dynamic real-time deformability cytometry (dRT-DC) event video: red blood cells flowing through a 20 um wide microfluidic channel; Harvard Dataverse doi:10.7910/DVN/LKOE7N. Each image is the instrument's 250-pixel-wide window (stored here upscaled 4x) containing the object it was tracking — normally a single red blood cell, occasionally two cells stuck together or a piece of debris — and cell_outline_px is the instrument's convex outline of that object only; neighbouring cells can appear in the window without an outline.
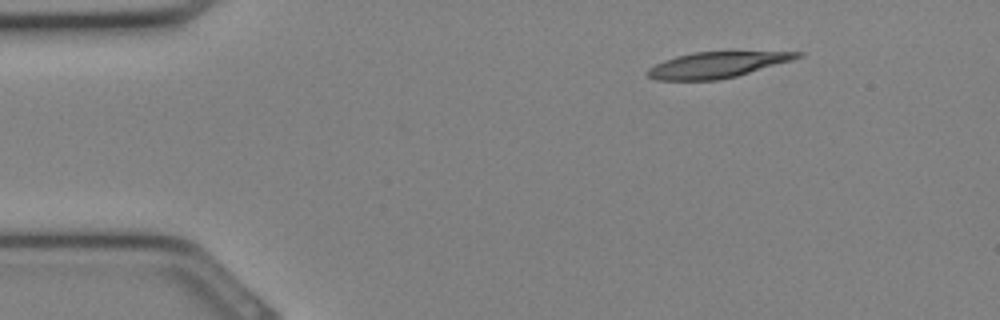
{"species": "Egyptian fruit bat (a non-hibernating species)", "species_latin": "Rousettus aegyptiacus", "temperature_condition": "cold", "stored_images_in_passage": 28, "camera_frame_rate_fps": 3000, "um_per_image_px": 0.085, "animal": {"sex": "female"}, "frame": {"image": 1, "passage_image": 1, "time_ms": 0.0, "image_size_px": [1000, 320], "cell_outline_px": [[804, 56], [792, 60], [736, 76], [716, 80], [656, 80], [648, 76], [644, 72], [648, 68], [664, 60], [676, 56], [692, 52], [804, 52]], "centroid_in_image_um": [60.89, 5.51], "position_along_channel_um": 24.1, "area_um2": 22.37}}
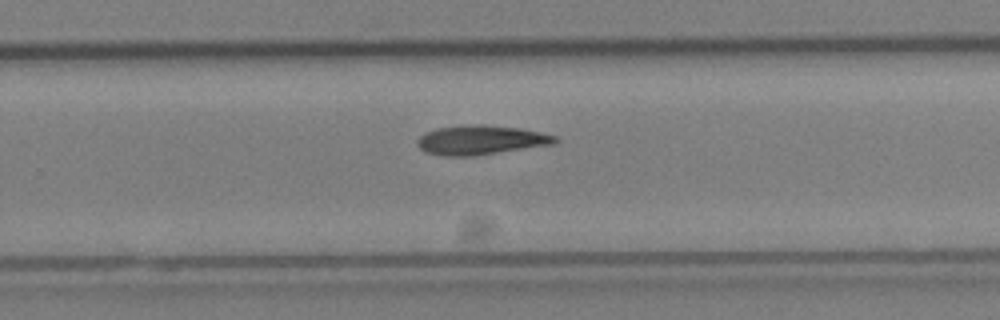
{"frame": {"image": 2, "passage_image": 17, "time_ms": 5.333, "image_size_px": [1000, 320], "cell_outline_px": [[560, 140], [556, 144], [472, 156], [440, 156], [424, 152], [416, 144], [416, 140], [424, 132], [436, 128], [476, 124], [484, 124], [516, 128], [540, 132], [556, 136]], "centroid_in_image_um": [40.84, 11.91], "position_along_channel_um": 289.0, "area_um2": 23.7}}
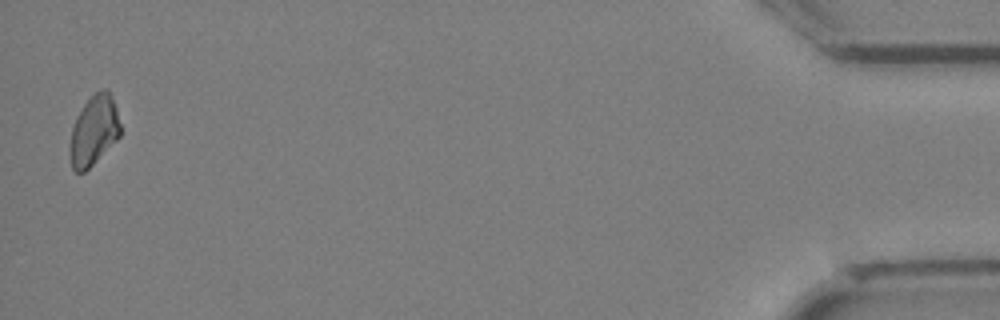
{"frame": {"image": 3, "passage_image": 28, "time_ms": 9.0, "image_size_px": [1000, 320], "cell_outline_px": [[120, 136], [84, 172], [76, 172], [72, 168], [68, 152], [72, 128], [76, 116], [84, 104], [100, 88], [108, 88], [116, 108], [120, 124]], "centroid_in_image_um": [7.96, 11.09], "position_along_channel_um": 427.2, "area_um2": 20.4}}